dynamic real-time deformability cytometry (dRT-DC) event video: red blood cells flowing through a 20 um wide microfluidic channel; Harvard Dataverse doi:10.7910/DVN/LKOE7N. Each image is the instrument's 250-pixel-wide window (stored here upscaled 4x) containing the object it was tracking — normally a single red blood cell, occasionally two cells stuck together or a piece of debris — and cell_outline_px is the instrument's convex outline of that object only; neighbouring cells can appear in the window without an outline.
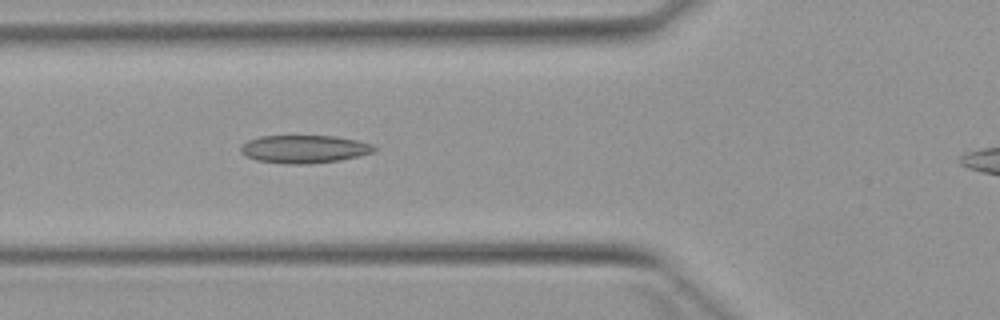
{"species": "Egyptian fruit bat (a non-hibernating species)", "species_latin": "Rousettus aegyptiacus", "temperature_condition": "warm", "stored_images_in_passage": 6, "camera_frame_rate_fps": 3000, "um_per_image_px": 0.085, "animal": {"sex": "female"}, "frame": {"image": 1, "passage_image": 5, "time_ms": 4.667, "image_size_px": [1000, 320], "cell_outline_px": [[376, 148], [372, 152], [360, 156], [340, 160], [304, 164], [292, 164], [256, 160], [240, 152], [240, 144], [248, 140], [260, 136], [336, 136], [356, 140], [372, 144]], "centroid_in_image_um": [25.84, 12.66], "position_along_channel_um": 100.0, "area_um2": 21.62}}